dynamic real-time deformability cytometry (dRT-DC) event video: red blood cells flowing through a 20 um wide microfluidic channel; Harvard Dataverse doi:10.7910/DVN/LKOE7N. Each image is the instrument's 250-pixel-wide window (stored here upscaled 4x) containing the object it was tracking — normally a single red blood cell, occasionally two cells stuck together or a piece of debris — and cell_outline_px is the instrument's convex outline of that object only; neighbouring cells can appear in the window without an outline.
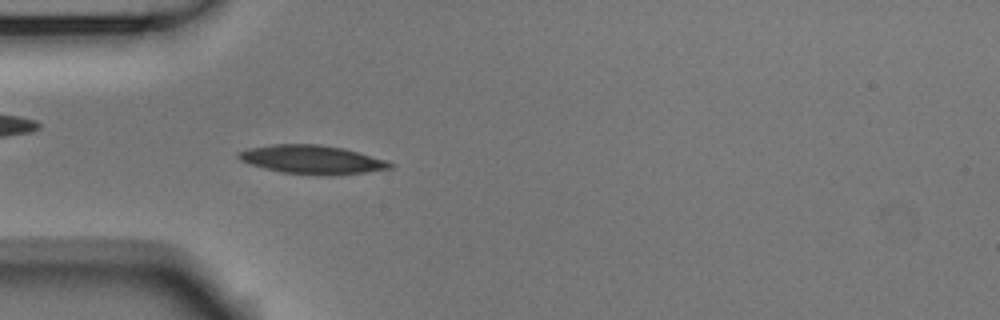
{"species": "Egyptian fruit bat (a non-hibernating species)", "species_latin": "Rousettus aegyptiacus", "temperature_condition": "room temperature", "stored_images_in_passage": 41, "camera_frame_rate_fps": 3000, "um_per_image_px": 0.085, "animal": {"sex": "male"}, "frame": {"image": 1, "passage_image": 4, "time_ms": 1.0, "image_size_px": [1000, 320], "cell_outline_px": [[396, 164], [392, 168], [364, 172], [332, 176], [320, 176], [280, 172], [248, 164], [240, 160], [236, 156], [236, 152], [248, 148], [272, 144], [320, 144], [344, 148], [388, 160]], "centroid_in_image_um": [26.52, 13.57], "position_along_channel_um": 58.5, "area_um2": 25.84}}
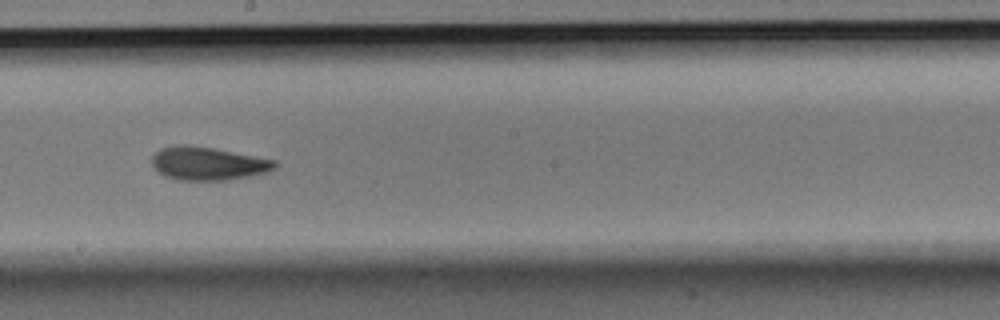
{"frame": {"image": 2, "passage_image": 18, "time_ms": 5.667, "image_size_px": [1000, 320], "cell_outline_px": [[276, 168], [268, 172], [248, 176], [224, 180], [180, 180], [164, 176], [152, 164], [152, 156], [160, 148], [180, 144], [188, 144], [212, 148], [276, 160]], "centroid_in_image_um": [17.67, 13.89], "position_along_channel_um": 230.5, "area_um2": 23.64}}
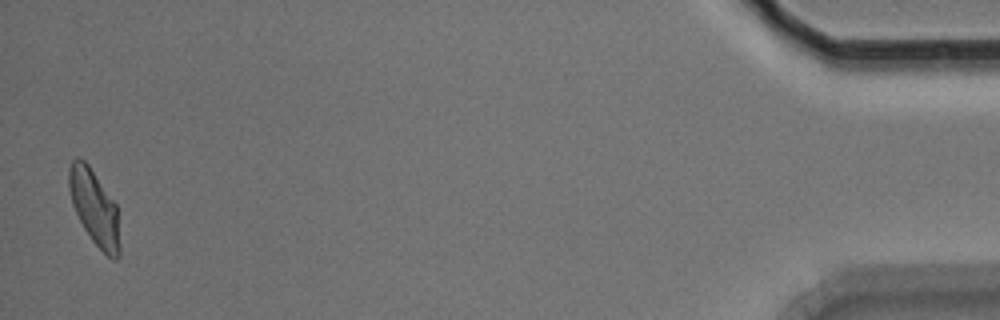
{"frame": {"image": 3, "passage_image": 41, "time_ms": 13.333, "image_size_px": [1000, 320], "cell_outline_px": [[120, 256], [116, 260], [112, 260], [92, 240], [84, 228], [72, 204], [68, 188], [68, 168], [72, 160], [76, 156], [80, 156], [88, 164], [116, 204], [120, 244]], "centroid_in_image_um": [8.01, 17.62], "position_along_channel_um": 427.2, "area_um2": 22.25}, "authors_computed_cell_mechanics": {"area_um2": 23.2356, "velocity_mm_per_s": 3.742, "shape_relaxation_time_tau1_ms": 3.0683, "shape_relaxation_time_tau2_ms": 3.0732, "deformation_change_tau1": 0.1588, "deformation_change_tau2": 0.1093}}